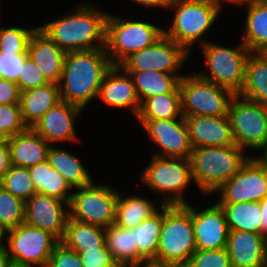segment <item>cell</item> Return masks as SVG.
<instances>
[{
	"instance_id": "1",
	"label": "cell",
	"mask_w": 267,
	"mask_h": 267,
	"mask_svg": "<svg viewBox=\"0 0 267 267\" xmlns=\"http://www.w3.org/2000/svg\"><path fill=\"white\" fill-rule=\"evenodd\" d=\"M38 28L65 53L105 48L107 12L86 2Z\"/></svg>"
},
{
	"instance_id": "2",
	"label": "cell",
	"mask_w": 267,
	"mask_h": 267,
	"mask_svg": "<svg viewBox=\"0 0 267 267\" xmlns=\"http://www.w3.org/2000/svg\"><path fill=\"white\" fill-rule=\"evenodd\" d=\"M112 66L105 48L67 53L59 82L61 99L84 109L98 97L103 78Z\"/></svg>"
},
{
	"instance_id": "3",
	"label": "cell",
	"mask_w": 267,
	"mask_h": 267,
	"mask_svg": "<svg viewBox=\"0 0 267 267\" xmlns=\"http://www.w3.org/2000/svg\"><path fill=\"white\" fill-rule=\"evenodd\" d=\"M245 154L236 144L192 148L189 161L193 182L202 194H215L251 157Z\"/></svg>"
},
{
	"instance_id": "4",
	"label": "cell",
	"mask_w": 267,
	"mask_h": 267,
	"mask_svg": "<svg viewBox=\"0 0 267 267\" xmlns=\"http://www.w3.org/2000/svg\"><path fill=\"white\" fill-rule=\"evenodd\" d=\"M195 251L191 205H163V225L155 261L185 267Z\"/></svg>"
},
{
	"instance_id": "5",
	"label": "cell",
	"mask_w": 267,
	"mask_h": 267,
	"mask_svg": "<svg viewBox=\"0 0 267 267\" xmlns=\"http://www.w3.org/2000/svg\"><path fill=\"white\" fill-rule=\"evenodd\" d=\"M164 34V28L150 22L108 13L105 50L112 65H119L130 54L152 45Z\"/></svg>"
},
{
	"instance_id": "6",
	"label": "cell",
	"mask_w": 267,
	"mask_h": 267,
	"mask_svg": "<svg viewBox=\"0 0 267 267\" xmlns=\"http://www.w3.org/2000/svg\"><path fill=\"white\" fill-rule=\"evenodd\" d=\"M169 9H174V16L168 30L164 34L183 46L189 53L194 42L201 41L200 46L207 43L201 39L212 28L220 11L206 0H172Z\"/></svg>"
},
{
	"instance_id": "7",
	"label": "cell",
	"mask_w": 267,
	"mask_h": 267,
	"mask_svg": "<svg viewBox=\"0 0 267 267\" xmlns=\"http://www.w3.org/2000/svg\"><path fill=\"white\" fill-rule=\"evenodd\" d=\"M140 180L148 189L164 196L161 204H188L183 192L193 181L189 159L153 155L149 165L141 172Z\"/></svg>"
},
{
	"instance_id": "8",
	"label": "cell",
	"mask_w": 267,
	"mask_h": 267,
	"mask_svg": "<svg viewBox=\"0 0 267 267\" xmlns=\"http://www.w3.org/2000/svg\"><path fill=\"white\" fill-rule=\"evenodd\" d=\"M182 115L226 116L235 94L202 78L198 73L184 75L179 81Z\"/></svg>"
},
{
	"instance_id": "9",
	"label": "cell",
	"mask_w": 267,
	"mask_h": 267,
	"mask_svg": "<svg viewBox=\"0 0 267 267\" xmlns=\"http://www.w3.org/2000/svg\"><path fill=\"white\" fill-rule=\"evenodd\" d=\"M206 60V71L198 73L202 78L229 89L235 95L242 90L249 49L241 42L236 48H228L208 41L200 47Z\"/></svg>"
},
{
	"instance_id": "10",
	"label": "cell",
	"mask_w": 267,
	"mask_h": 267,
	"mask_svg": "<svg viewBox=\"0 0 267 267\" xmlns=\"http://www.w3.org/2000/svg\"><path fill=\"white\" fill-rule=\"evenodd\" d=\"M228 118L235 144L243 150L261 151L267 144V105L235 95Z\"/></svg>"
},
{
	"instance_id": "11",
	"label": "cell",
	"mask_w": 267,
	"mask_h": 267,
	"mask_svg": "<svg viewBox=\"0 0 267 267\" xmlns=\"http://www.w3.org/2000/svg\"><path fill=\"white\" fill-rule=\"evenodd\" d=\"M68 204L69 217L79 222L106 228L115 222L119 191L91 183L75 189Z\"/></svg>"
},
{
	"instance_id": "12",
	"label": "cell",
	"mask_w": 267,
	"mask_h": 267,
	"mask_svg": "<svg viewBox=\"0 0 267 267\" xmlns=\"http://www.w3.org/2000/svg\"><path fill=\"white\" fill-rule=\"evenodd\" d=\"M190 53L181 45L163 34L152 45L126 57L119 66L125 72L159 71L184 76L177 72L181 70ZM177 73V74H176Z\"/></svg>"
},
{
	"instance_id": "13",
	"label": "cell",
	"mask_w": 267,
	"mask_h": 267,
	"mask_svg": "<svg viewBox=\"0 0 267 267\" xmlns=\"http://www.w3.org/2000/svg\"><path fill=\"white\" fill-rule=\"evenodd\" d=\"M7 253L13 263L28 266L49 262L50 254L59 242L52 234L23 222L6 231Z\"/></svg>"
},
{
	"instance_id": "14",
	"label": "cell",
	"mask_w": 267,
	"mask_h": 267,
	"mask_svg": "<svg viewBox=\"0 0 267 267\" xmlns=\"http://www.w3.org/2000/svg\"><path fill=\"white\" fill-rule=\"evenodd\" d=\"M218 204L260 202L267 195V167L252 156L241 169L216 191Z\"/></svg>"
},
{
	"instance_id": "15",
	"label": "cell",
	"mask_w": 267,
	"mask_h": 267,
	"mask_svg": "<svg viewBox=\"0 0 267 267\" xmlns=\"http://www.w3.org/2000/svg\"><path fill=\"white\" fill-rule=\"evenodd\" d=\"M152 143L161 152L154 154L159 157L189 159L192 145L188 127L184 117L167 120H139Z\"/></svg>"
},
{
	"instance_id": "16",
	"label": "cell",
	"mask_w": 267,
	"mask_h": 267,
	"mask_svg": "<svg viewBox=\"0 0 267 267\" xmlns=\"http://www.w3.org/2000/svg\"><path fill=\"white\" fill-rule=\"evenodd\" d=\"M68 216V203L55 197L36 193L25 201L24 222L49 232L58 241L64 237Z\"/></svg>"
},
{
	"instance_id": "17",
	"label": "cell",
	"mask_w": 267,
	"mask_h": 267,
	"mask_svg": "<svg viewBox=\"0 0 267 267\" xmlns=\"http://www.w3.org/2000/svg\"><path fill=\"white\" fill-rule=\"evenodd\" d=\"M191 218L196 250L226 248L230 230L224 211L217 202L199 211L191 205Z\"/></svg>"
},
{
	"instance_id": "18",
	"label": "cell",
	"mask_w": 267,
	"mask_h": 267,
	"mask_svg": "<svg viewBox=\"0 0 267 267\" xmlns=\"http://www.w3.org/2000/svg\"><path fill=\"white\" fill-rule=\"evenodd\" d=\"M82 110L79 106L62 100L49 109L32 128L50 145L63 141L75 142L78 136L74 125Z\"/></svg>"
},
{
	"instance_id": "19",
	"label": "cell",
	"mask_w": 267,
	"mask_h": 267,
	"mask_svg": "<svg viewBox=\"0 0 267 267\" xmlns=\"http://www.w3.org/2000/svg\"><path fill=\"white\" fill-rule=\"evenodd\" d=\"M98 98L112 108H129L137 117L141 103L130 74L119 65H113L105 74Z\"/></svg>"
},
{
	"instance_id": "20",
	"label": "cell",
	"mask_w": 267,
	"mask_h": 267,
	"mask_svg": "<svg viewBox=\"0 0 267 267\" xmlns=\"http://www.w3.org/2000/svg\"><path fill=\"white\" fill-rule=\"evenodd\" d=\"M192 148L231 146L234 138L228 115L184 117Z\"/></svg>"
},
{
	"instance_id": "21",
	"label": "cell",
	"mask_w": 267,
	"mask_h": 267,
	"mask_svg": "<svg viewBox=\"0 0 267 267\" xmlns=\"http://www.w3.org/2000/svg\"><path fill=\"white\" fill-rule=\"evenodd\" d=\"M226 250L233 267L267 265V239L261 234L230 230Z\"/></svg>"
},
{
	"instance_id": "22",
	"label": "cell",
	"mask_w": 267,
	"mask_h": 267,
	"mask_svg": "<svg viewBox=\"0 0 267 267\" xmlns=\"http://www.w3.org/2000/svg\"><path fill=\"white\" fill-rule=\"evenodd\" d=\"M66 54L37 28L28 43V55L49 83L59 84Z\"/></svg>"
},
{
	"instance_id": "23",
	"label": "cell",
	"mask_w": 267,
	"mask_h": 267,
	"mask_svg": "<svg viewBox=\"0 0 267 267\" xmlns=\"http://www.w3.org/2000/svg\"><path fill=\"white\" fill-rule=\"evenodd\" d=\"M8 144L14 166L29 168L47 160L50 144L33 128L8 138Z\"/></svg>"
},
{
	"instance_id": "24",
	"label": "cell",
	"mask_w": 267,
	"mask_h": 267,
	"mask_svg": "<svg viewBox=\"0 0 267 267\" xmlns=\"http://www.w3.org/2000/svg\"><path fill=\"white\" fill-rule=\"evenodd\" d=\"M60 101L62 99L59 84L56 83H48L42 87L22 91L20 108L25 125L32 128L49 109Z\"/></svg>"
},
{
	"instance_id": "25",
	"label": "cell",
	"mask_w": 267,
	"mask_h": 267,
	"mask_svg": "<svg viewBox=\"0 0 267 267\" xmlns=\"http://www.w3.org/2000/svg\"><path fill=\"white\" fill-rule=\"evenodd\" d=\"M241 97L267 105V53L251 52L245 66Z\"/></svg>"
},
{
	"instance_id": "26",
	"label": "cell",
	"mask_w": 267,
	"mask_h": 267,
	"mask_svg": "<svg viewBox=\"0 0 267 267\" xmlns=\"http://www.w3.org/2000/svg\"><path fill=\"white\" fill-rule=\"evenodd\" d=\"M28 169L36 193L55 197L68 204L70 203L72 193L69 194V191L74 189L59 172L50 166L47 160Z\"/></svg>"
},
{
	"instance_id": "27",
	"label": "cell",
	"mask_w": 267,
	"mask_h": 267,
	"mask_svg": "<svg viewBox=\"0 0 267 267\" xmlns=\"http://www.w3.org/2000/svg\"><path fill=\"white\" fill-rule=\"evenodd\" d=\"M47 161L53 169L67 180L73 189L94 182L87 168L72 153L50 145L47 153Z\"/></svg>"
},
{
	"instance_id": "28",
	"label": "cell",
	"mask_w": 267,
	"mask_h": 267,
	"mask_svg": "<svg viewBox=\"0 0 267 267\" xmlns=\"http://www.w3.org/2000/svg\"><path fill=\"white\" fill-rule=\"evenodd\" d=\"M246 6L247 18L242 43L250 52L267 53V6L258 0H252Z\"/></svg>"
},
{
	"instance_id": "29",
	"label": "cell",
	"mask_w": 267,
	"mask_h": 267,
	"mask_svg": "<svg viewBox=\"0 0 267 267\" xmlns=\"http://www.w3.org/2000/svg\"><path fill=\"white\" fill-rule=\"evenodd\" d=\"M61 242L72 250H99L105 245V228L79 222L68 216Z\"/></svg>"
},
{
	"instance_id": "30",
	"label": "cell",
	"mask_w": 267,
	"mask_h": 267,
	"mask_svg": "<svg viewBox=\"0 0 267 267\" xmlns=\"http://www.w3.org/2000/svg\"><path fill=\"white\" fill-rule=\"evenodd\" d=\"M105 245L112 259L124 267L138 263V247L135 243L134 228L126 229L114 223L106 227Z\"/></svg>"
},
{
	"instance_id": "31",
	"label": "cell",
	"mask_w": 267,
	"mask_h": 267,
	"mask_svg": "<svg viewBox=\"0 0 267 267\" xmlns=\"http://www.w3.org/2000/svg\"><path fill=\"white\" fill-rule=\"evenodd\" d=\"M153 202L140 195L123 197L119 193L114 224L126 229H133L158 211L157 205L155 206Z\"/></svg>"
},
{
	"instance_id": "32",
	"label": "cell",
	"mask_w": 267,
	"mask_h": 267,
	"mask_svg": "<svg viewBox=\"0 0 267 267\" xmlns=\"http://www.w3.org/2000/svg\"><path fill=\"white\" fill-rule=\"evenodd\" d=\"M183 117L179 86L172 92L146 98L140 106L137 120H167Z\"/></svg>"
},
{
	"instance_id": "33",
	"label": "cell",
	"mask_w": 267,
	"mask_h": 267,
	"mask_svg": "<svg viewBox=\"0 0 267 267\" xmlns=\"http://www.w3.org/2000/svg\"><path fill=\"white\" fill-rule=\"evenodd\" d=\"M131 75L140 103L146 98L159 94L172 93L178 86L180 78L175 74L145 70L126 72Z\"/></svg>"
},
{
	"instance_id": "34",
	"label": "cell",
	"mask_w": 267,
	"mask_h": 267,
	"mask_svg": "<svg viewBox=\"0 0 267 267\" xmlns=\"http://www.w3.org/2000/svg\"><path fill=\"white\" fill-rule=\"evenodd\" d=\"M155 214L134 227L135 243L138 247V262L155 260L159 236L163 225V204Z\"/></svg>"
},
{
	"instance_id": "35",
	"label": "cell",
	"mask_w": 267,
	"mask_h": 267,
	"mask_svg": "<svg viewBox=\"0 0 267 267\" xmlns=\"http://www.w3.org/2000/svg\"><path fill=\"white\" fill-rule=\"evenodd\" d=\"M225 214L229 230L260 234L261 207L259 202L219 204Z\"/></svg>"
},
{
	"instance_id": "36",
	"label": "cell",
	"mask_w": 267,
	"mask_h": 267,
	"mask_svg": "<svg viewBox=\"0 0 267 267\" xmlns=\"http://www.w3.org/2000/svg\"><path fill=\"white\" fill-rule=\"evenodd\" d=\"M0 186L23 201H27L33 194H36L29 169L25 167L12 165L0 180Z\"/></svg>"
},
{
	"instance_id": "37",
	"label": "cell",
	"mask_w": 267,
	"mask_h": 267,
	"mask_svg": "<svg viewBox=\"0 0 267 267\" xmlns=\"http://www.w3.org/2000/svg\"><path fill=\"white\" fill-rule=\"evenodd\" d=\"M24 218L25 201L0 186V225L8 231L21 225Z\"/></svg>"
},
{
	"instance_id": "38",
	"label": "cell",
	"mask_w": 267,
	"mask_h": 267,
	"mask_svg": "<svg viewBox=\"0 0 267 267\" xmlns=\"http://www.w3.org/2000/svg\"><path fill=\"white\" fill-rule=\"evenodd\" d=\"M38 27H0V52L28 53V43Z\"/></svg>"
},
{
	"instance_id": "39",
	"label": "cell",
	"mask_w": 267,
	"mask_h": 267,
	"mask_svg": "<svg viewBox=\"0 0 267 267\" xmlns=\"http://www.w3.org/2000/svg\"><path fill=\"white\" fill-rule=\"evenodd\" d=\"M20 104H0V137L8 139L25 131Z\"/></svg>"
},
{
	"instance_id": "40",
	"label": "cell",
	"mask_w": 267,
	"mask_h": 267,
	"mask_svg": "<svg viewBox=\"0 0 267 267\" xmlns=\"http://www.w3.org/2000/svg\"><path fill=\"white\" fill-rule=\"evenodd\" d=\"M185 267H233L226 248L196 250Z\"/></svg>"
},
{
	"instance_id": "41",
	"label": "cell",
	"mask_w": 267,
	"mask_h": 267,
	"mask_svg": "<svg viewBox=\"0 0 267 267\" xmlns=\"http://www.w3.org/2000/svg\"><path fill=\"white\" fill-rule=\"evenodd\" d=\"M16 83L18 84L20 92H22L28 89L45 86L49 82L33 60L28 57L23 63L21 74H19Z\"/></svg>"
},
{
	"instance_id": "42",
	"label": "cell",
	"mask_w": 267,
	"mask_h": 267,
	"mask_svg": "<svg viewBox=\"0 0 267 267\" xmlns=\"http://www.w3.org/2000/svg\"><path fill=\"white\" fill-rule=\"evenodd\" d=\"M28 53L0 52V78L17 82Z\"/></svg>"
},
{
	"instance_id": "43",
	"label": "cell",
	"mask_w": 267,
	"mask_h": 267,
	"mask_svg": "<svg viewBox=\"0 0 267 267\" xmlns=\"http://www.w3.org/2000/svg\"><path fill=\"white\" fill-rule=\"evenodd\" d=\"M48 263L52 267H83L79 254L61 241L53 248Z\"/></svg>"
},
{
	"instance_id": "44",
	"label": "cell",
	"mask_w": 267,
	"mask_h": 267,
	"mask_svg": "<svg viewBox=\"0 0 267 267\" xmlns=\"http://www.w3.org/2000/svg\"><path fill=\"white\" fill-rule=\"evenodd\" d=\"M74 251L79 254L83 267H100L103 265L110 264L113 261L112 256L106 245H104L99 250Z\"/></svg>"
},
{
	"instance_id": "45",
	"label": "cell",
	"mask_w": 267,
	"mask_h": 267,
	"mask_svg": "<svg viewBox=\"0 0 267 267\" xmlns=\"http://www.w3.org/2000/svg\"><path fill=\"white\" fill-rule=\"evenodd\" d=\"M20 93L17 83L0 78V104H20Z\"/></svg>"
},
{
	"instance_id": "46",
	"label": "cell",
	"mask_w": 267,
	"mask_h": 267,
	"mask_svg": "<svg viewBox=\"0 0 267 267\" xmlns=\"http://www.w3.org/2000/svg\"><path fill=\"white\" fill-rule=\"evenodd\" d=\"M11 152L8 139L0 140V180L11 169Z\"/></svg>"
},
{
	"instance_id": "47",
	"label": "cell",
	"mask_w": 267,
	"mask_h": 267,
	"mask_svg": "<svg viewBox=\"0 0 267 267\" xmlns=\"http://www.w3.org/2000/svg\"><path fill=\"white\" fill-rule=\"evenodd\" d=\"M259 203L261 207L260 234L267 239V195Z\"/></svg>"
},
{
	"instance_id": "48",
	"label": "cell",
	"mask_w": 267,
	"mask_h": 267,
	"mask_svg": "<svg viewBox=\"0 0 267 267\" xmlns=\"http://www.w3.org/2000/svg\"><path fill=\"white\" fill-rule=\"evenodd\" d=\"M133 2H136L137 4H140L144 7L148 8H167L172 2V0H132Z\"/></svg>"
},
{
	"instance_id": "49",
	"label": "cell",
	"mask_w": 267,
	"mask_h": 267,
	"mask_svg": "<svg viewBox=\"0 0 267 267\" xmlns=\"http://www.w3.org/2000/svg\"><path fill=\"white\" fill-rule=\"evenodd\" d=\"M206 1H208L210 4L215 6L220 11L221 9H223L222 7H223L224 2L242 6L244 4L247 5L252 0H206Z\"/></svg>"
},
{
	"instance_id": "50",
	"label": "cell",
	"mask_w": 267,
	"mask_h": 267,
	"mask_svg": "<svg viewBox=\"0 0 267 267\" xmlns=\"http://www.w3.org/2000/svg\"><path fill=\"white\" fill-rule=\"evenodd\" d=\"M140 266L141 267H174L164 262H159L155 260H142L138 263L131 265L130 267H140Z\"/></svg>"
},
{
	"instance_id": "51",
	"label": "cell",
	"mask_w": 267,
	"mask_h": 267,
	"mask_svg": "<svg viewBox=\"0 0 267 267\" xmlns=\"http://www.w3.org/2000/svg\"><path fill=\"white\" fill-rule=\"evenodd\" d=\"M12 261L5 245L0 247V267H10Z\"/></svg>"
},
{
	"instance_id": "52",
	"label": "cell",
	"mask_w": 267,
	"mask_h": 267,
	"mask_svg": "<svg viewBox=\"0 0 267 267\" xmlns=\"http://www.w3.org/2000/svg\"><path fill=\"white\" fill-rule=\"evenodd\" d=\"M261 151V154L263 155L258 156L257 158L267 167V144Z\"/></svg>"
},
{
	"instance_id": "53",
	"label": "cell",
	"mask_w": 267,
	"mask_h": 267,
	"mask_svg": "<svg viewBox=\"0 0 267 267\" xmlns=\"http://www.w3.org/2000/svg\"><path fill=\"white\" fill-rule=\"evenodd\" d=\"M5 237H6V231L5 229L0 225V247L5 245Z\"/></svg>"
},
{
	"instance_id": "54",
	"label": "cell",
	"mask_w": 267,
	"mask_h": 267,
	"mask_svg": "<svg viewBox=\"0 0 267 267\" xmlns=\"http://www.w3.org/2000/svg\"><path fill=\"white\" fill-rule=\"evenodd\" d=\"M100 267H124V266L121 263L113 260L110 264L103 265Z\"/></svg>"
},
{
	"instance_id": "55",
	"label": "cell",
	"mask_w": 267,
	"mask_h": 267,
	"mask_svg": "<svg viewBox=\"0 0 267 267\" xmlns=\"http://www.w3.org/2000/svg\"><path fill=\"white\" fill-rule=\"evenodd\" d=\"M10 267H33V266H28L24 264H18V263H11Z\"/></svg>"
},
{
	"instance_id": "56",
	"label": "cell",
	"mask_w": 267,
	"mask_h": 267,
	"mask_svg": "<svg viewBox=\"0 0 267 267\" xmlns=\"http://www.w3.org/2000/svg\"><path fill=\"white\" fill-rule=\"evenodd\" d=\"M39 267H52L49 263L40 264Z\"/></svg>"
},
{
	"instance_id": "57",
	"label": "cell",
	"mask_w": 267,
	"mask_h": 267,
	"mask_svg": "<svg viewBox=\"0 0 267 267\" xmlns=\"http://www.w3.org/2000/svg\"><path fill=\"white\" fill-rule=\"evenodd\" d=\"M259 2H261L263 5L267 6V0H258Z\"/></svg>"
}]
</instances>
